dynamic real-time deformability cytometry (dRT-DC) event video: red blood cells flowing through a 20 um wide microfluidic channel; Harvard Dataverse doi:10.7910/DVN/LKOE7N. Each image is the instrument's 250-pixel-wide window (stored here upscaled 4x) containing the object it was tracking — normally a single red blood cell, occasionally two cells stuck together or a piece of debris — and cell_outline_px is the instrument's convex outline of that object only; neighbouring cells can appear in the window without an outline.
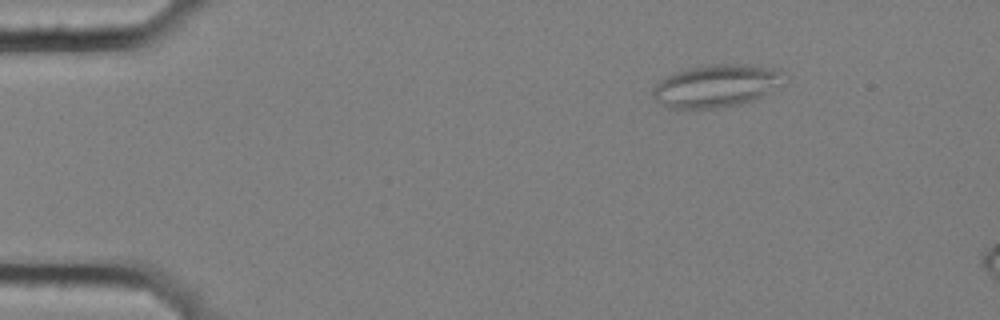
{"species": "common noctule bat (a hibernating species)", "species_latin": "Nyctalus noctula", "temperature_condition": "cold", "stored_images_in_passage": 34, "camera_frame_rate_fps": 3000, "um_per_image_px": 0.085, "animal": {"sex": "female", "body_mass_g": 25.1}, "frame": {"image": 1, "passage_image": 9, "time_ms": 2.667, "image_size_px": [1000, 320], "cell_outline_px": [[788, 76], [760, 96], [740, 104], [712, 108], [672, 108], [656, 100], [652, 96], [652, 88], [660, 80], [672, 72], [688, 68], [708, 64], [744, 64], [780, 68]], "centroid_in_image_um": [60.85, 7.26], "position_along_channel_um": 24.1, "area_um2": 32.31}}